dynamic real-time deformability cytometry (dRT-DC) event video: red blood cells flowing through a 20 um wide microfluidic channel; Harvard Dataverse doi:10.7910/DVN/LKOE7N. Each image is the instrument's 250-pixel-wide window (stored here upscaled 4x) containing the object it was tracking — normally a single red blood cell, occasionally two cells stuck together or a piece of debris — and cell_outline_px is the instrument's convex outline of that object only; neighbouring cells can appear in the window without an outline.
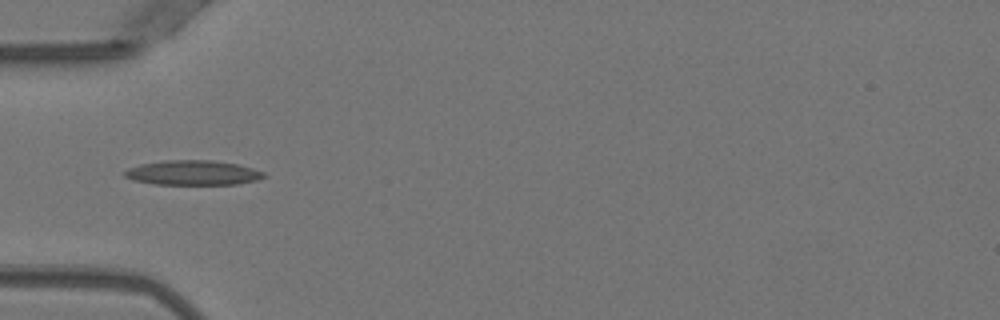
{"species": "Egyptian fruit bat (a non-hibernating species)", "species_latin": "Rousettus aegyptiacus", "temperature_condition": "warm", "stored_images_in_passage": 35, "camera_frame_rate_fps": 3000, "um_per_image_px": 0.085, "animal": {"sex": "female"}, "frame": {"image": 1, "passage_image": 1, "time_ms": 0.0, "image_size_px": [1000, 320], "cell_outline_px": [[268, 176], [256, 180], [236, 184], [156, 184], [132, 180], [124, 176], [124, 172], [128, 168], [140, 164], [164, 160], [212, 160], [236, 164], [252, 168], [264, 172]], "centroid_in_image_um": [16.38, 14.68], "position_along_channel_um": 68.6, "area_um2": 20.0}}
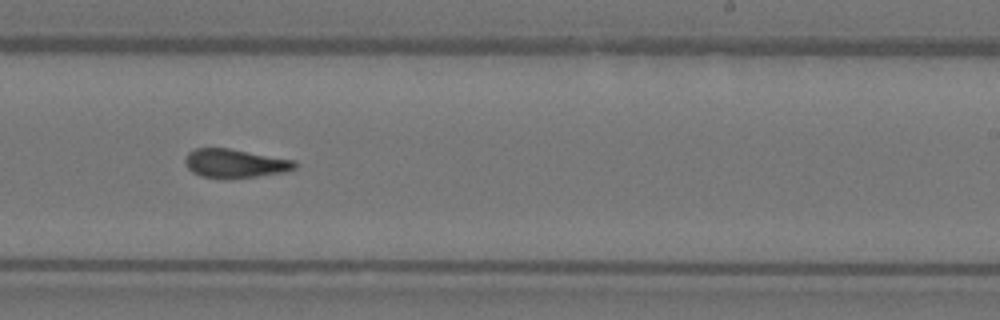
{"frame": {"image": 2, "passage_image": 16, "time_ms": 5.0, "image_size_px": [1000, 320], "cell_outline_px": [[300, 164], [296, 168], [284, 172], [256, 176], [224, 180], [200, 176], [192, 172], [188, 168], [184, 160], [188, 152], [196, 148], [228, 148], [296, 160]], "centroid_in_image_um": [19.98, 13.9], "position_along_channel_um": 269.0, "area_um2": 18.73}}
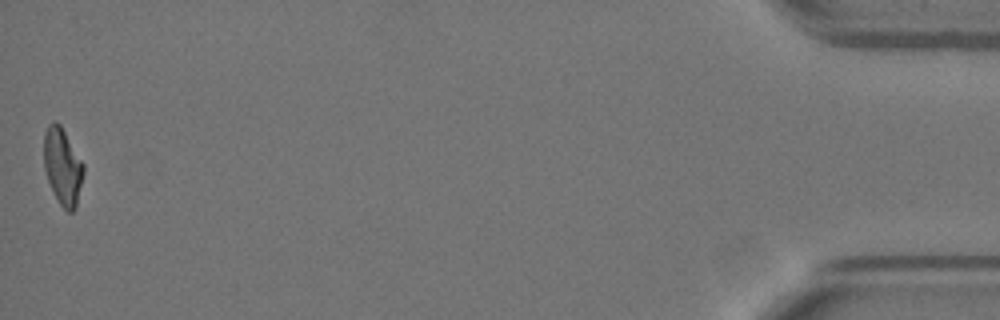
{"frame": {"image": 3, "passage_image": 35, "time_ms": 11.333, "image_size_px": [1000, 320], "cell_outline_px": [[84, 172], [76, 208], [72, 212], [68, 212], [60, 204], [48, 180], [44, 168], [44, 132], [48, 124], [52, 120], [56, 120], [60, 124], [84, 164]], "centroid_in_image_um": [5.32, 14.11], "position_along_channel_um": 429.9, "area_um2": 17.69}, "authors_computed_cell_mechanics": {"area_um2": 18.6694, "velocity_mm_per_s": 3.9969, "shape_relaxation_time_tau1_ms": null, "shape_relaxation_time_tau2_ms": 2.3952, "deformation_change_tau1": null, "deformation_change_tau2": 0.1055}}